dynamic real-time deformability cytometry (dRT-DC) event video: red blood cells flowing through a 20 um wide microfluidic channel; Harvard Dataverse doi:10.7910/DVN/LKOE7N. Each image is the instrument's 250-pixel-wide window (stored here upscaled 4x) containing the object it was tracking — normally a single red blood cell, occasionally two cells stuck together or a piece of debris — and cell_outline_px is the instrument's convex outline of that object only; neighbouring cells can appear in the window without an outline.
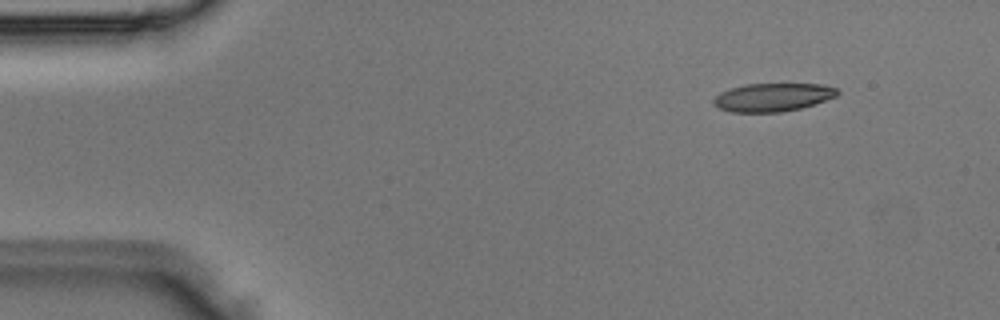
{"species": "Egyptian fruit bat (a non-hibernating species)", "species_latin": "Rousettus aegyptiacus", "temperature_condition": "room temperature", "stored_images_in_passage": 5, "camera_frame_rate_fps": 3000, "um_per_image_px": 0.085, "animal": {"sex": "male"}, "frame": {"image": 1, "passage_image": 2, "time_ms": 0.333, "image_size_px": [1000, 320], "cell_outline_px": [[840, 92], [836, 96], [800, 108], [780, 112], [732, 112], [720, 108], [712, 104], [712, 100], [720, 92], [744, 84], [820, 84], [836, 88]], "centroid_in_image_um": [65.65, 8.26], "position_along_channel_um": 19.4, "area_um2": 20.17}}